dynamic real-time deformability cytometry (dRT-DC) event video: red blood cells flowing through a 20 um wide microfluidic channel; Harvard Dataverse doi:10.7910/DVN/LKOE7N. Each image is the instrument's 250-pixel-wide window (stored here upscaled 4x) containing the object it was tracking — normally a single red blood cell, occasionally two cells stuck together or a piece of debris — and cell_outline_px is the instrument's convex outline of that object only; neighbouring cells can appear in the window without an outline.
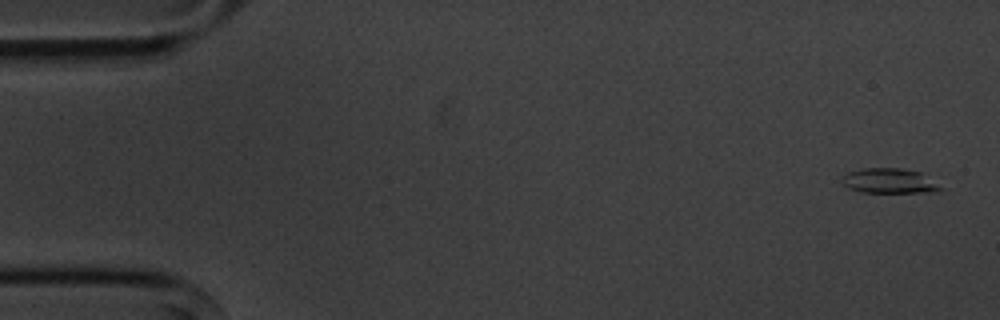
{"species": "common noctule bat (a hibernating species)", "species_latin": "Nyctalus noctula", "temperature_condition": "cold", "stored_images_in_passage": 6, "camera_frame_rate_fps": 3000, "um_per_image_px": 0.085, "animal": {"sex": "male", "body_mass_g": 20.1, "forearm_length_mm": 53.5}, "frame": {"image": 1, "passage_image": 1, "time_ms": 0.0, "image_size_px": [1000, 320], "cell_outline_px": [[944, 188], [936, 192], [860, 192], [848, 188], [840, 180], [848, 172], [864, 168], [900, 168], [920, 172]], "centroid_in_image_um": [75.58, 15.38], "position_along_channel_um": 9.4, "area_um2": 14.22}}